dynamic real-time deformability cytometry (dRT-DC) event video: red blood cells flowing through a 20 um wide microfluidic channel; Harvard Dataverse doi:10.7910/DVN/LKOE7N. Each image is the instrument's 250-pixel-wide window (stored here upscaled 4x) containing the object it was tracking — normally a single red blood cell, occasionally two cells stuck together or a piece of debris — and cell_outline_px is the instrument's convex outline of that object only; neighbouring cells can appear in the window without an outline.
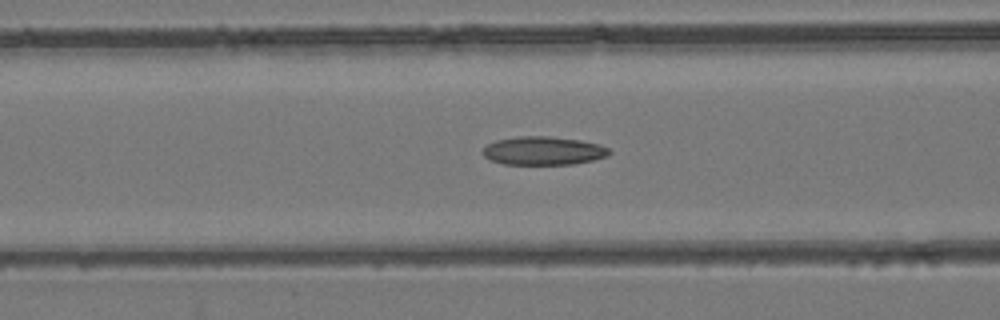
{"species": "common noctule bat (a hibernating species)", "species_latin": "Nyctalus noctula", "temperature_condition": "room temperature", "stored_images_in_passage": 39, "camera_frame_rate_fps": 3000, "um_per_image_px": 0.085, "animal": {"sex": "female", "body_mass_g": 24.6, "forearm_length_mm": 56.2}, "frame": {"image": 1, "passage_image": 13, "time_ms": 4.0, "image_size_px": [1000, 320], "cell_outline_px": [[612, 152], [608, 156], [592, 160], [572, 164], [504, 164], [492, 160], [484, 156], [484, 148], [488, 144], [496, 140], [516, 136], [548, 136], [580, 140], [600, 144], [608, 148]], "centroid_in_image_um": [46.21, 12.81], "position_along_channel_um": 120.4, "area_um2": 20.87}}
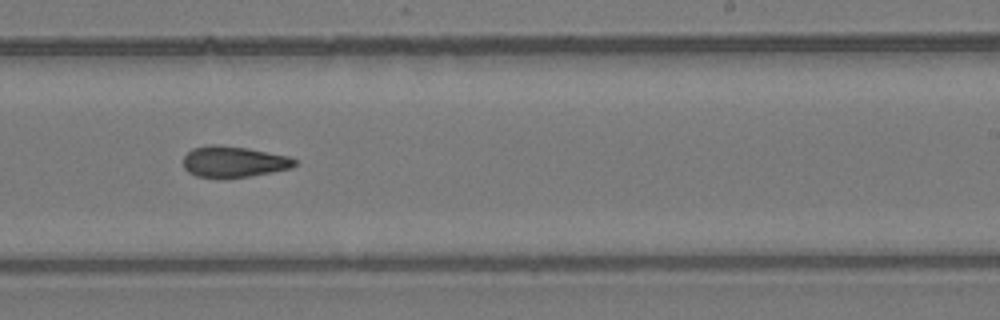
{"frame": {"image": 2, "passage_image": 23, "time_ms": 7.333, "image_size_px": [1000, 320], "cell_outline_px": [[296, 164], [292, 168], [272, 172], [248, 176], [196, 176], [188, 172], [184, 168], [184, 156], [192, 148], [208, 144], [216, 144], [248, 148], [288, 156], [296, 160]], "centroid_in_image_um": [19.86, 13.71], "position_along_channel_um": 269.1, "area_um2": 19.83}}
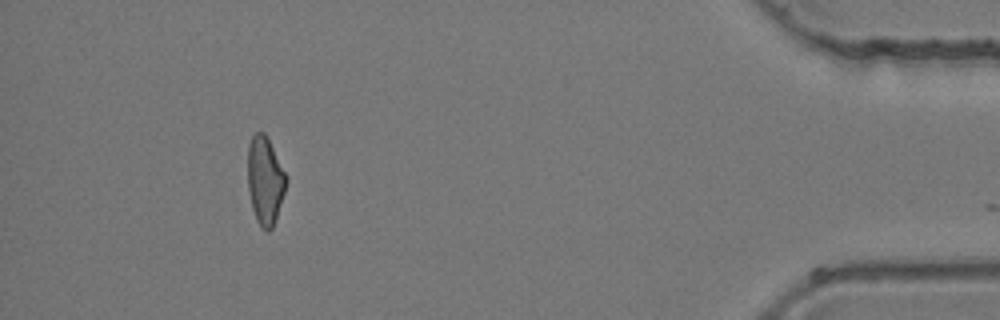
{"frame": {"image": 3, "passage_image": 37, "time_ms": 12.0, "image_size_px": [1000, 320], "cell_outline_px": [[288, 180], [272, 228], [268, 232], [260, 228], [256, 220], [252, 208], [248, 188], [248, 144], [252, 136], [256, 132], [264, 132]], "centroid_in_image_um": [22.5, 15.37], "position_along_channel_um": 412.7, "area_um2": 19.31}}